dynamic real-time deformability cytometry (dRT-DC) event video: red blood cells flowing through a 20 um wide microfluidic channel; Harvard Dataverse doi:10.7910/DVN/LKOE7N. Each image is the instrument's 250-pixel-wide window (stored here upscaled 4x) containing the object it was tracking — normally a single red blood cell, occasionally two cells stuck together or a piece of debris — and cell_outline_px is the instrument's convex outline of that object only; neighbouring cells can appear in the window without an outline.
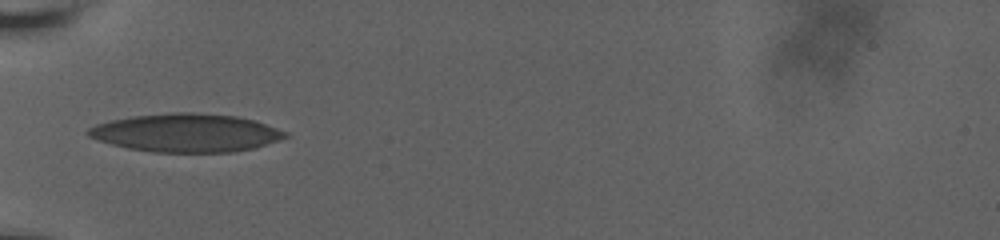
{"species": "human", "species_latin": "Homo sapiens", "temperature_condition": "room temperature", "stored_images_in_passage": 12, "camera_frame_rate_fps": 3000, "um_per_image_px": 0.085, "donor": {"sex": "male"}, "frame": {"image": 1, "passage_image": 1, "time_ms": 0.0, "image_size_px": [1000, 240], "cell_outline_px": [[288, 136], [252, 148], [232, 152], [152, 152], [128, 148], [112, 144], [88, 136], [84, 132], [88, 128], [96, 124], [112, 120], [132, 116], [172, 112], [192, 112], [236, 116], [256, 120], [288, 132]], "centroid_in_image_um": [15.8, 11.28], "position_along_channel_um": 69.2, "area_um2": 43.75}}
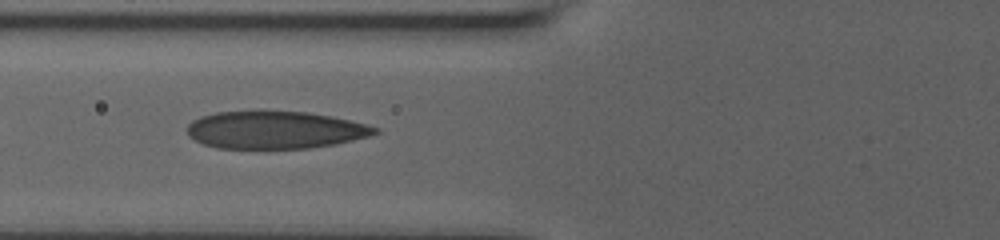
{"frame": {"image": 2, "passage_image": 5, "time_ms": 1.0, "image_size_px": [1000, 240], "cell_outline_px": [[380, 132], [368, 136], [336, 144], [308, 148], [216, 148], [204, 144], [196, 140], [188, 132], [188, 124], [192, 120], [200, 116], [216, 112], [260, 108], [264, 108], [308, 112], [332, 116], [368, 124], [380, 128]], "centroid_in_image_um": [23.39, 10.99], "position_along_channel_um": 102.4, "area_um2": 42.14}}
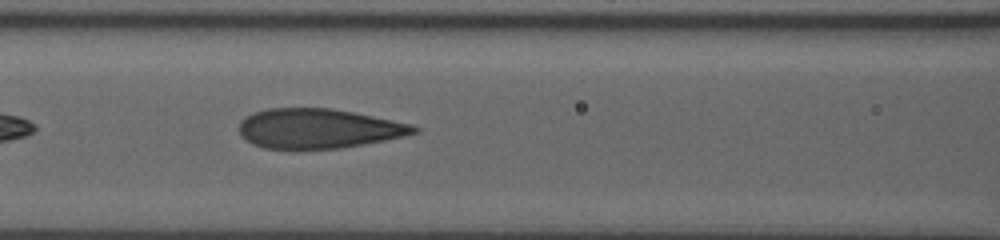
{"frame": {"image": 3, "passage_image": 8, "time_ms": 2.0, "image_size_px": [1000, 240], "cell_outline_px": [[420, 132], [404, 136], [364, 144], [340, 148], [296, 152], [264, 148], [252, 144], [240, 136], [240, 120], [252, 112], [268, 108], [332, 108], [412, 124], [420, 128]], "centroid_in_image_um": [27.01, 10.96], "position_along_channel_um": 139.6, "area_um2": 41.38}}